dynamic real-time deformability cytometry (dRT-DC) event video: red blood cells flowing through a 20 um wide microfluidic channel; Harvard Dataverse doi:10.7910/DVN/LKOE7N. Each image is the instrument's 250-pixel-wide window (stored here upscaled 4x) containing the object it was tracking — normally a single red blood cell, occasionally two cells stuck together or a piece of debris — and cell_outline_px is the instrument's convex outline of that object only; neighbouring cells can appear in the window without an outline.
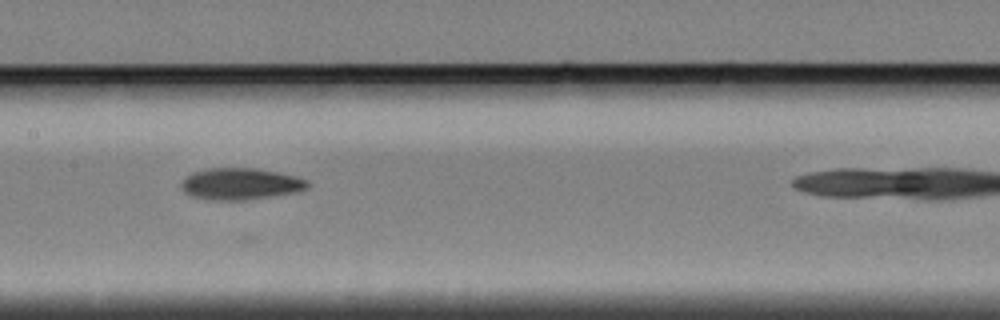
{"species": "Egyptian fruit bat (a non-hibernating species)", "species_latin": "Rousettus aegyptiacus", "temperature_condition": "cold", "stored_images_in_passage": 34, "camera_frame_rate_fps": 3000, "um_per_image_px": 0.085, "animal": {"sex": "female"}, "frame": {"image": 1, "passage_image": 14, "time_ms": 4.333, "image_size_px": [1000, 320], "cell_outline_px": [[308, 188], [300, 192], [244, 200], [212, 200], [192, 196], [184, 192], [180, 188], [180, 180], [184, 176], [192, 172], [208, 168], [256, 168], [276, 172], [308, 180]], "centroid_in_image_um": [20.39, 15.63], "position_along_channel_um": 187.0, "area_um2": 23.47}}
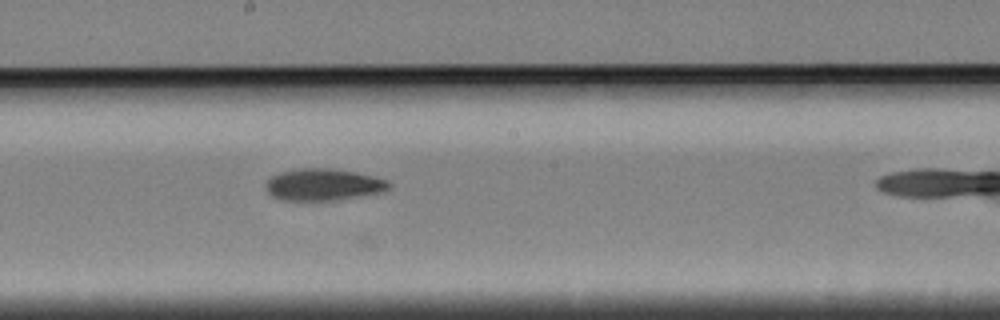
{"frame": {"image": 2, "passage_image": 17, "time_ms": 5.333, "image_size_px": [1000, 320], "cell_outline_px": [[392, 184], [384, 192], [336, 200], [280, 200], [272, 196], [264, 188], [264, 184], [272, 176], [280, 172], [296, 168], [332, 168], [356, 172], [376, 176], [388, 180]], "centroid_in_image_um": [27.49, 15.68], "position_along_channel_um": 220.7, "area_um2": 23.18}}